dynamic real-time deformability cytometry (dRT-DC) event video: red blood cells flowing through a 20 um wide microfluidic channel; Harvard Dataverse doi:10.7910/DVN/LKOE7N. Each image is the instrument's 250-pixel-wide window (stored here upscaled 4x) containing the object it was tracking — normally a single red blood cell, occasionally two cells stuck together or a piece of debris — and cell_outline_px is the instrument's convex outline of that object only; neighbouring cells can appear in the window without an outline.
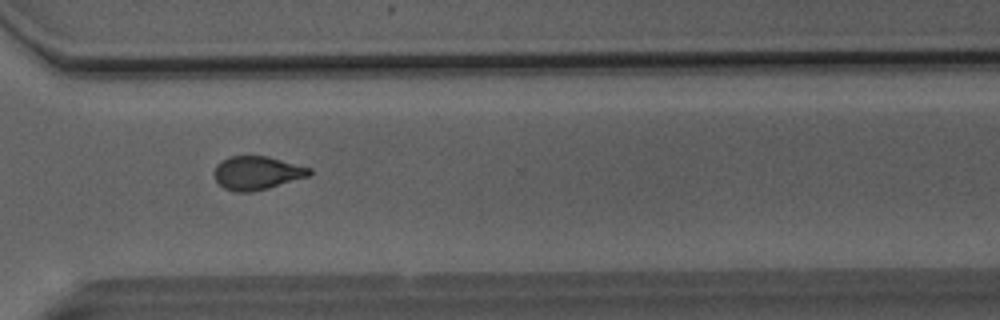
{"species": "Egyptian fruit bat (a non-hibernating species)", "species_latin": "Rousettus aegyptiacus", "temperature_condition": "room temperature", "stored_images_in_passage": 38, "camera_frame_rate_fps": 3000, "um_per_image_px": 0.085, "animal": {"sex": "male"}, "frame": {"image": 1, "passage_image": 26, "time_ms": 8.333, "image_size_px": [1000, 320], "cell_outline_px": [[312, 172], [308, 176], [268, 188], [252, 192], [232, 192], [224, 188], [216, 180], [212, 172], [216, 164], [228, 156], [268, 156], [312, 168]], "centroid_in_image_um": [21.81, 14.69], "position_along_channel_um": 348.8, "area_um2": 18.73}}
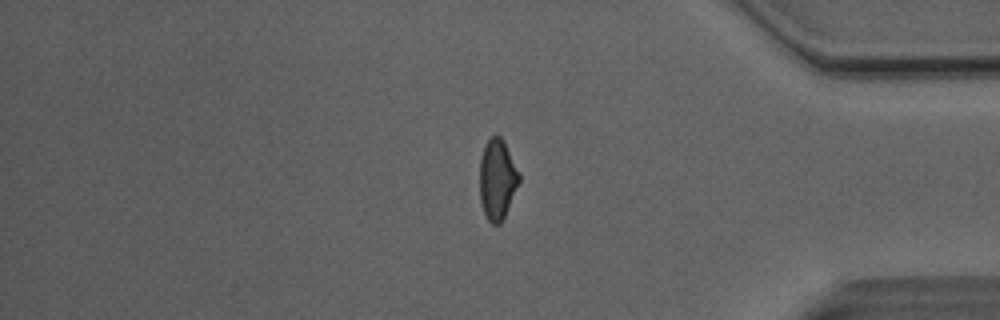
{"frame": {"image": 2, "passage_image": 31, "time_ms": 10.0, "image_size_px": [1000, 320], "cell_outline_px": [[520, 180], [504, 216], [500, 224], [492, 224], [488, 220], [484, 212], [480, 200], [480, 156], [488, 140], [492, 136], [500, 136], [504, 140], [520, 176]], "centroid_in_image_um": [42.25, 15.24], "position_along_channel_um": 392.9, "area_um2": 18.15}, "authors_computed_cell_mechanics": {"area_um2": 18.9584, "velocity_mm_per_s": 4.12, "shape_relaxation_time_tau1_ms": null, "shape_relaxation_time_tau2_ms": 2.1403, "deformation_change_tau1": null, "deformation_change_tau2": 0.0851}}